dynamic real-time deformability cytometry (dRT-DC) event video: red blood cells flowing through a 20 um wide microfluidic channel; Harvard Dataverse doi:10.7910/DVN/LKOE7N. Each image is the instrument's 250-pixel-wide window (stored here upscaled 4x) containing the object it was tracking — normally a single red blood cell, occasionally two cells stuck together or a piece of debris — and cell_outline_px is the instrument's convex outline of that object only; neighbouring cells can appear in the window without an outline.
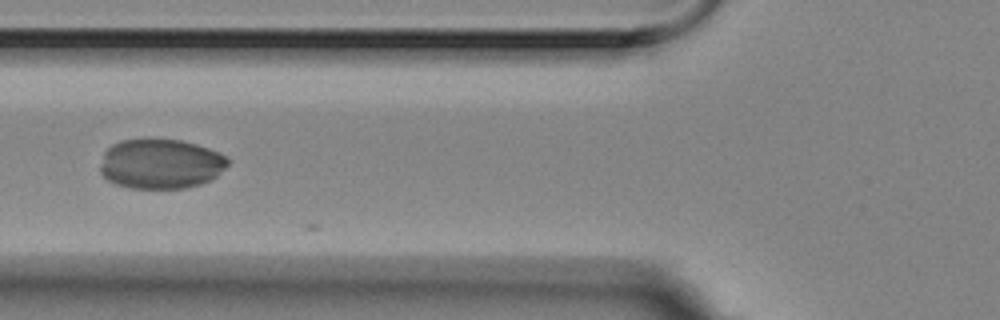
{"species": "Egyptian fruit bat (a non-hibernating species)", "species_latin": "Rousettus aegyptiacus", "temperature_condition": "room temperature", "stored_images_in_passage": 6, "camera_frame_rate_fps": 3000, "um_per_image_px": 0.085, "animal": {"sex": "female"}, "frame": {"image": 1, "passage_image": 6, "time_ms": 1.667, "image_size_px": [1000, 320], "cell_outline_px": [[228, 164], [216, 176], [200, 184], [184, 188], [128, 188], [116, 184], [108, 180], [100, 172], [100, 164], [104, 152], [112, 144], [120, 140], [180, 140], [196, 144], [208, 148], [224, 156], [228, 160]], "centroid_in_image_um": [13.61, 13.94], "position_along_channel_um": 112.2, "area_um2": 36.7}}